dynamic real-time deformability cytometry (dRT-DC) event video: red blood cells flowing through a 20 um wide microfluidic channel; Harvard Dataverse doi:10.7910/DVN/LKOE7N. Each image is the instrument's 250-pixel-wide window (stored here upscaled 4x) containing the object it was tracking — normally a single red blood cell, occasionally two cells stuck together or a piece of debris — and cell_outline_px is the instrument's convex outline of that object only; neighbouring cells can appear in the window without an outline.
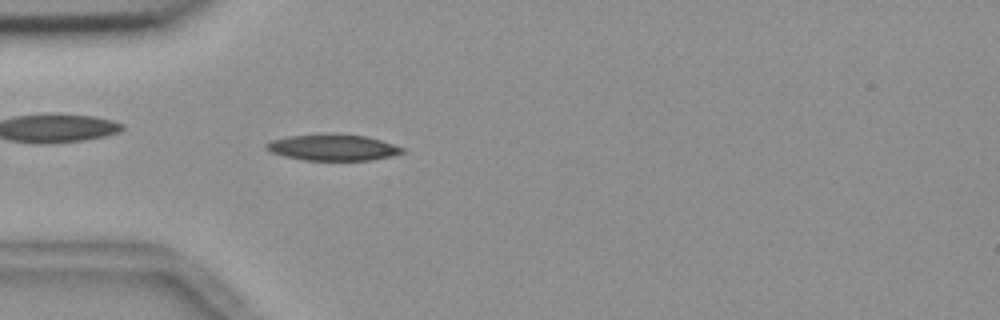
{"species": "common noctule bat (a hibernating species)", "species_latin": "Nyctalus noctula", "temperature_condition": "room temperature", "stored_images_in_passage": 54, "camera_frame_rate_fps": 3000, "um_per_image_px": 0.085, "animal": {"sex": "female", "body_mass_g": 18.4}, "frame": {"image": 1, "passage_image": 15, "time_ms": 4.667, "image_size_px": [1000, 320], "cell_outline_px": [[404, 152], [392, 156], [372, 160], [304, 160], [284, 156], [272, 152], [264, 148], [264, 144], [272, 140], [288, 136], [328, 132], [332, 132], [364, 136], [380, 140], [404, 148]], "centroid_in_image_um": [28.26, 12.51], "position_along_channel_um": 56.7, "area_um2": 21.04}}
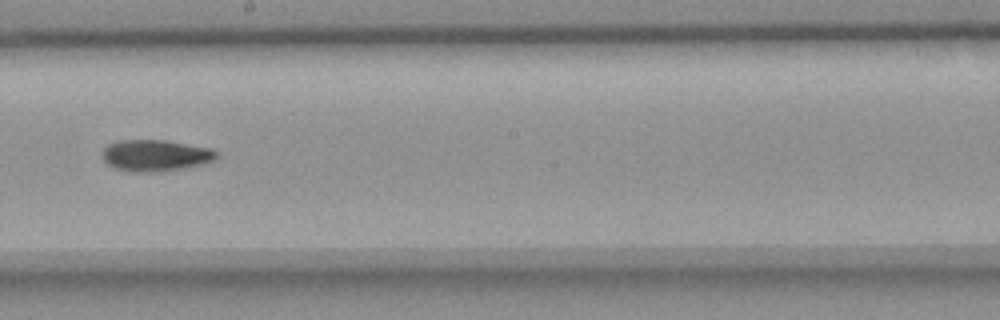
{"frame": {"image": 2, "passage_image": 30, "time_ms": 9.667, "image_size_px": [1000, 320], "cell_outline_px": [[220, 156], [216, 160], [204, 164], [184, 168], [152, 172], [128, 172], [116, 168], [108, 164], [100, 156], [100, 152], [108, 144], [120, 140], [164, 140], [212, 148], [220, 152]], "centroid_in_image_um": [13.25, 13.21], "position_along_channel_um": 235.0, "area_um2": 21.33}}
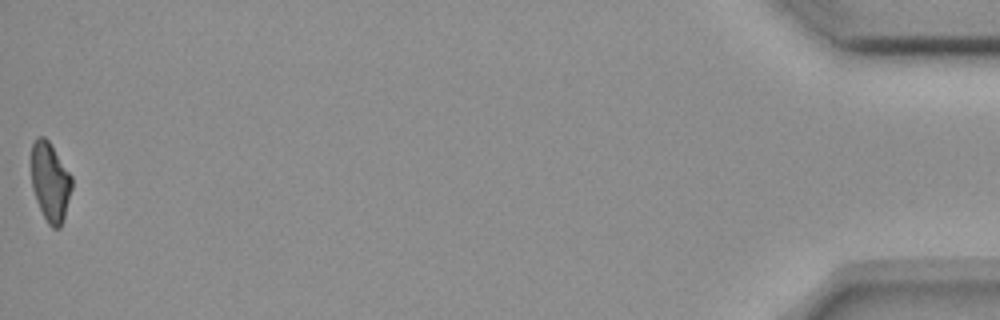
{"frame": {"image": 3, "passage_image": 54, "time_ms": 17.667, "image_size_px": [1000, 320], "cell_outline_px": [[72, 188], [64, 216], [60, 228], [52, 228], [48, 224], [36, 200], [32, 188], [32, 144], [36, 136], [44, 136], [48, 140], [72, 176]], "centroid_in_image_um": [4.27, 15.45], "position_along_channel_um": 430.9, "area_um2": 18.5}, "authors_computed_cell_mechanics": {"area_um2": 20.0277, "velocity_mm_per_s": 3.6815, "shape_relaxation_time_tau1_ms": 6.0693, "shape_relaxation_time_tau2_ms": null, "deformation_change_tau1": 0.1827, "deformation_change_tau2": null}}